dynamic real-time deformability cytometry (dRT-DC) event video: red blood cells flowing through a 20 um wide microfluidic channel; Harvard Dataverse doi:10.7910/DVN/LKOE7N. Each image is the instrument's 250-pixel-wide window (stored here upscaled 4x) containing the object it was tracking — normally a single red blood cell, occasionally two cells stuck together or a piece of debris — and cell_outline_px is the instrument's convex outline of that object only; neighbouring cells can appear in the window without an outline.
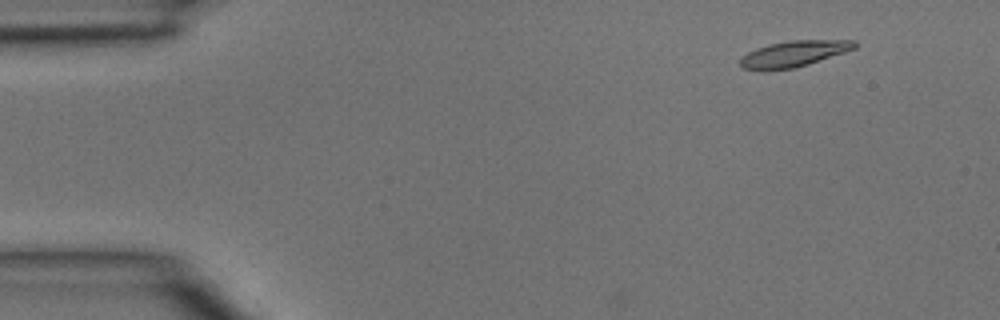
{"species": "common noctule bat (a hibernating species)", "species_latin": "Nyctalus noctula", "temperature_condition": "room temperature", "stored_images_in_passage": 3, "camera_frame_rate_fps": 3000, "um_per_image_px": 0.085, "animal": {"sex": "male", "body_mass_g": 15.6}, "frame": {"image": 1, "passage_image": 1, "time_ms": 0.0, "image_size_px": [1000, 320], "cell_outline_px": [[860, 44], [856, 48], [808, 64], [792, 68], [760, 72], [744, 68], [740, 64], [740, 60], [748, 52], [756, 48], [768, 44], [792, 40], [856, 40]], "centroid_in_image_um": [67.47, 4.57], "position_along_channel_um": 17.5, "area_um2": 17.46}}